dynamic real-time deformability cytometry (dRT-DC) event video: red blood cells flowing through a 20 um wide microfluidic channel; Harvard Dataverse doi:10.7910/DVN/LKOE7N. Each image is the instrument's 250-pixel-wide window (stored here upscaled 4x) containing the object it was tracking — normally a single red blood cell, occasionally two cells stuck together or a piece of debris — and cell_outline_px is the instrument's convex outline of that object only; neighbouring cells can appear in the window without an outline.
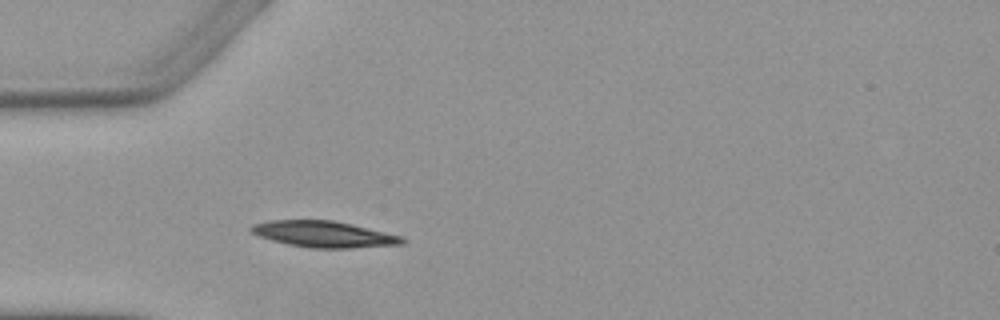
{"species": "Egyptian fruit bat (a non-hibernating species)", "species_latin": "Rousettus aegyptiacus", "temperature_condition": "warm", "stored_images_in_passage": 2, "camera_frame_rate_fps": 3000, "um_per_image_px": 0.085, "animal": {"sex": "female"}, "frame": {"image": 1, "passage_image": 2, "time_ms": 1.333, "image_size_px": [1000, 320], "cell_outline_px": [[408, 240], [404, 244], [348, 248], [312, 248], [288, 244], [272, 240], [260, 236], [252, 232], [248, 228], [252, 224], [272, 220], [332, 220], [352, 224], [404, 236]], "centroid_in_image_um": [27.58, 19.9], "position_along_channel_um": 57.4, "area_um2": 23.12}}